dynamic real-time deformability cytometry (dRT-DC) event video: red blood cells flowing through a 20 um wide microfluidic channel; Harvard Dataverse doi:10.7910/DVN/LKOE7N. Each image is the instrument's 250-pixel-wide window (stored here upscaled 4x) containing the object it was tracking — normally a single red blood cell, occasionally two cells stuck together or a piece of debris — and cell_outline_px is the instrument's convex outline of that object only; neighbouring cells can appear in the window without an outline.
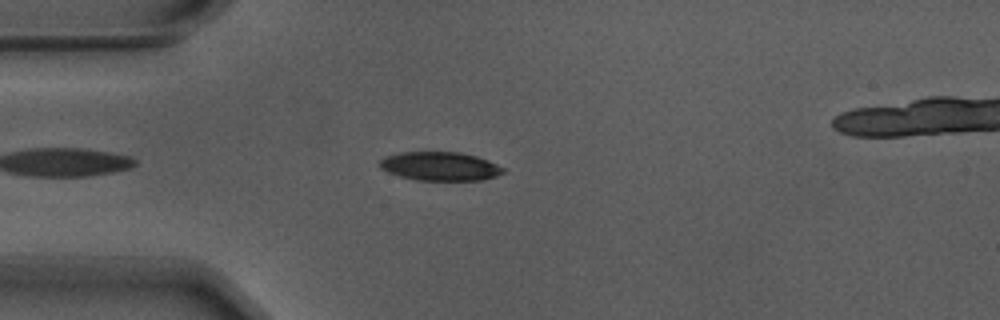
{"species": "Egyptian fruit bat (a non-hibernating species)", "species_latin": "Rousettus aegyptiacus", "temperature_condition": "warm", "stored_images_in_passage": 44, "camera_frame_rate_fps": 3000, "um_per_image_px": 0.085, "animal": {"sex": "male"}, "frame": {"image": 1, "passage_image": 5, "time_ms": 1.333, "image_size_px": [1000, 320], "cell_outline_px": [[504, 172], [496, 176], [480, 180], [416, 180], [400, 176], [388, 172], [380, 168], [380, 160], [384, 156], [400, 152], [460, 152], [476, 156], [488, 160], [504, 168]], "centroid_in_image_um": [37.38, 14.13], "position_along_channel_um": 47.6, "area_um2": 20.63}}
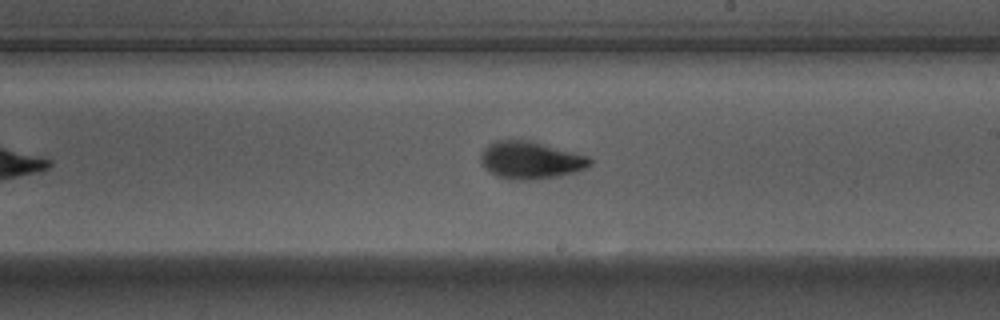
{"frame": {"image": 2, "passage_image": 22, "time_ms": 7.0, "image_size_px": [1000, 320], "cell_outline_px": [[592, 164], [576, 172], [560, 176], [528, 180], [508, 180], [496, 176], [480, 160], [480, 156], [484, 148], [496, 140], [524, 140], [588, 156], [592, 160]], "centroid_in_image_um": [45.1, 13.64], "position_along_channel_um": 243.9, "area_um2": 23.35}}
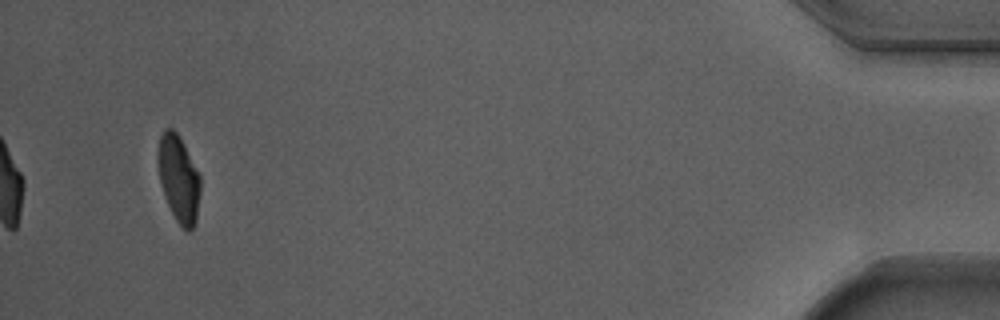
{"frame": {"image": 3, "passage_image": 43, "time_ms": 14.0, "image_size_px": [1000, 320], "cell_outline_px": [[200, 192], [196, 220], [192, 228], [188, 232], [176, 220], [164, 196], [160, 180], [156, 156], [156, 152], [160, 136], [164, 128], [172, 128], [176, 132], [200, 176]], "centroid_in_image_um": [15.16, 15.17], "position_along_channel_um": 420.0, "area_um2": 21.15}}